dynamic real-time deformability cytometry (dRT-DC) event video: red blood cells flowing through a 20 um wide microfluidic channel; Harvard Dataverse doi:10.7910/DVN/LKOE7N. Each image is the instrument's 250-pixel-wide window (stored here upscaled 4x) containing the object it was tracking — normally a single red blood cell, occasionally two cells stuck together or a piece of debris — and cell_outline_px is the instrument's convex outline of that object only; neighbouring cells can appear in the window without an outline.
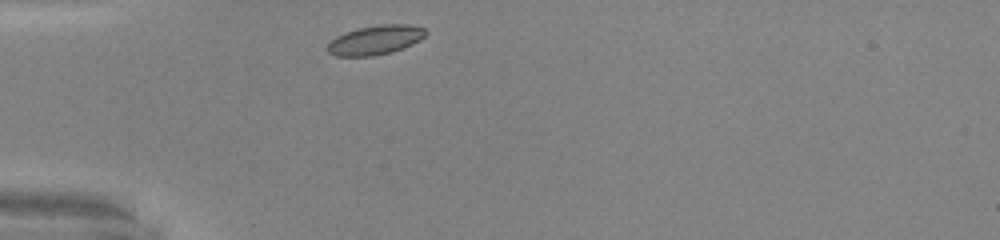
{"species": "common noctule bat (a hibernating species)", "species_latin": "Nyctalus noctula", "temperature_condition": "warm", "stored_images_in_passage": 27, "camera_frame_rate_fps": 3000, "um_per_image_px": 0.085, "animal": {"sex": "male", "body_mass_g": 20.0, "forearm_length_mm": 53.3}, "frame": {"image": 1, "passage_image": 1, "time_ms": 0.0, "image_size_px": [1000, 240], "cell_outline_px": [[428, 32], [420, 40], [412, 44], [392, 52], [372, 56], [336, 56], [328, 52], [324, 48], [336, 36], [344, 32], [360, 28], [380, 24], [408, 24], [424, 28]], "centroid_in_image_um": [31.89, 3.4], "position_along_channel_um": 53.1, "area_um2": 16.82}}
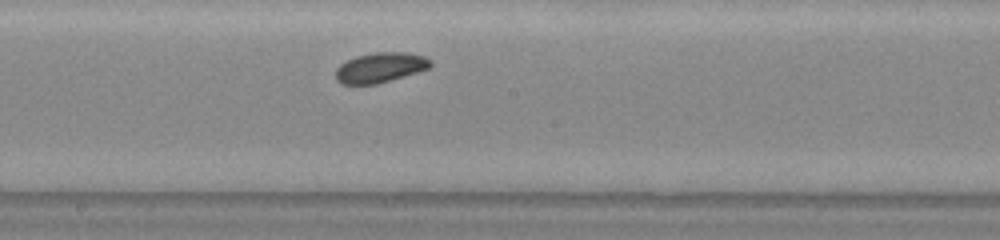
{"frame": {"image": 2, "passage_image": 14, "time_ms": 4.333, "image_size_px": [1000, 240], "cell_outline_px": [[432, 64], [428, 68], [416, 72], [376, 84], [340, 84], [336, 80], [336, 68], [340, 64], [356, 56], [376, 52], [404, 52], [424, 56], [432, 60]], "centroid_in_image_um": [32.3, 5.73], "position_along_channel_um": 215.9, "area_um2": 16.42}}
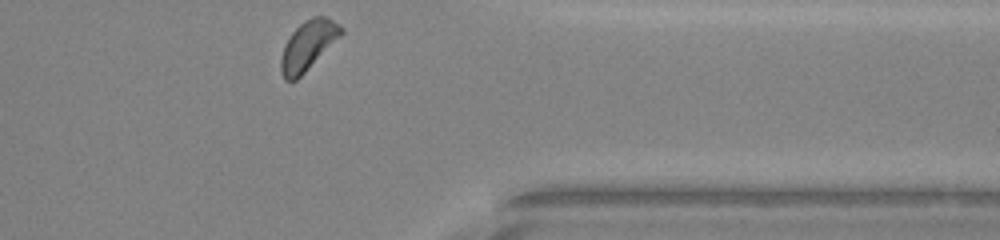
{"frame": {"image": 3, "passage_image": 27, "time_ms": 8.667, "image_size_px": [1000, 240], "cell_outline_px": [[344, 32], [296, 80], [284, 80], [280, 72], [280, 60], [284, 44], [292, 32], [304, 20], [312, 16], [328, 16], [340, 24], [344, 28]], "centroid_in_image_um": [26.17, 3.83], "position_along_channel_um": 385.2, "area_um2": 17.22}, "authors_computed_cell_mechanics": {"area_um2": 16.4152, "velocity_mm_per_s": 4.1045, "shape_relaxation_time_tau1_ms": 6.9906, "shape_relaxation_time_tau2_ms": null, "deformation_change_tau1": 0.1065, "deformation_change_tau2": null}}